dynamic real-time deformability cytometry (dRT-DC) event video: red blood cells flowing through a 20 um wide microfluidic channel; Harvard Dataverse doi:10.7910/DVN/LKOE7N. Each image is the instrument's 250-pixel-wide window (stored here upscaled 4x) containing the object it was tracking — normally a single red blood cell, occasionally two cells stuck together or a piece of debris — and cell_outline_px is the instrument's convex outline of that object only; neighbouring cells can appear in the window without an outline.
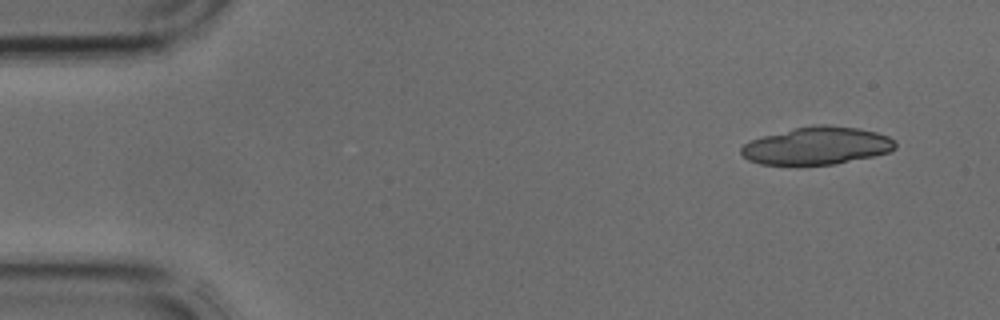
{"species": "common noctule bat (a hibernating species)", "species_latin": "Nyctalus noctula", "temperature_condition": "cold", "stored_images_in_passage": 4, "camera_frame_rate_fps": 3000, "um_per_image_px": 0.085, "animal": {"sex": "male", "body_mass_g": 17.9, "forearm_length_mm": 54.2}, "frame": {"image": 1, "passage_image": 1, "time_ms": 0.0, "image_size_px": [1000, 320], "cell_outline_px": [[896, 148], [888, 152], [872, 156], [832, 164], [760, 164], [748, 160], [740, 152], [740, 148], [744, 144], [752, 140], [764, 136], [812, 124], [828, 124], [856, 128], [876, 132], [888, 136], [896, 140]], "centroid_in_image_um": [69.45, 12.38], "position_along_channel_um": 15.5, "area_um2": 33.41}}
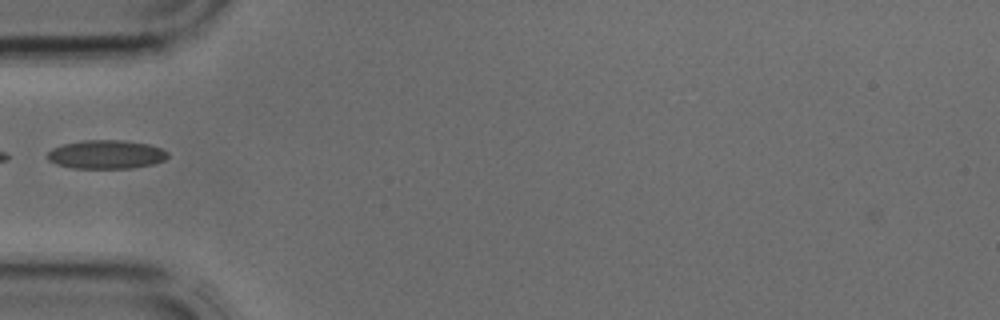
{"frame": {"image": 2, "passage_image": 4, "time_ms": 1.0, "image_size_px": [1000, 320], "cell_outline_px": [[168, 156], [164, 160], [152, 164], [132, 168], [72, 168], [56, 164], [48, 160], [48, 152], [52, 148], [64, 144], [84, 140], [124, 140], [148, 144], [160, 148], [168, 152]], "centroid_in_image_um": [9.02, 13.13], "position_along_channel_um": 76.0, "area_um2": 20.06}}